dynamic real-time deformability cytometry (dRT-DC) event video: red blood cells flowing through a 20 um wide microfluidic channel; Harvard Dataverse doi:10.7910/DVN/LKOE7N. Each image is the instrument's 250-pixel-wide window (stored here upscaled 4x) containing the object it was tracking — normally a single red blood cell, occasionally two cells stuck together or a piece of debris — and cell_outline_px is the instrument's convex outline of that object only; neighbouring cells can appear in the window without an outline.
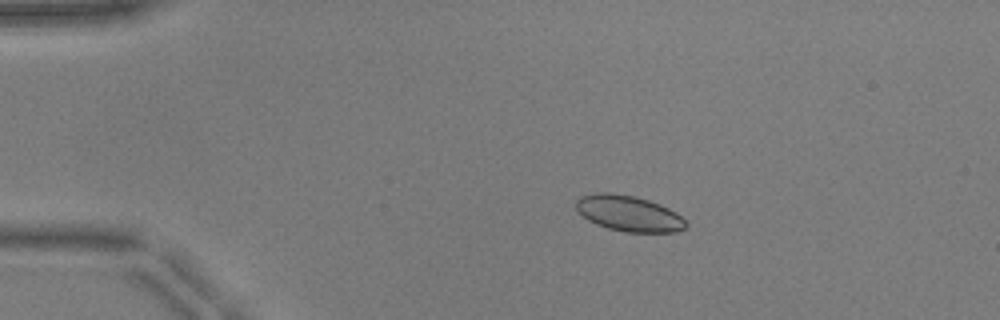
{"species": "common noctule bat (a hibernating species)", "species_latin": "Nyctalus noctula", "temperature_condition": "warm", "stored_images_in_passage": 14, "camera_frame_rate_fps": 3000, "um_per_image_px": 0.085, "animal": {"sex": "male", "body_mass_g": 17.9, "forearm_length_mm": 54.2}, "frame": {"image": 1, "passage_image": 11, "time_ms": 3.333, "image_size_px": [1000, 320], "cell_outline_px": [[688, 224], [684, 228], [676, 232], [624, 232], [608, 228], [596, 224], [588, 220], [576, 208], [576, 200], [580, 196], [596, 192], [608, 192], [632, 196], [648, 200], [660, 204], [676, 212]], "centroid_in_image_um": [53.43, 18.14], "position_along_channel_um": 31.6, "area_um2": 22.77}}